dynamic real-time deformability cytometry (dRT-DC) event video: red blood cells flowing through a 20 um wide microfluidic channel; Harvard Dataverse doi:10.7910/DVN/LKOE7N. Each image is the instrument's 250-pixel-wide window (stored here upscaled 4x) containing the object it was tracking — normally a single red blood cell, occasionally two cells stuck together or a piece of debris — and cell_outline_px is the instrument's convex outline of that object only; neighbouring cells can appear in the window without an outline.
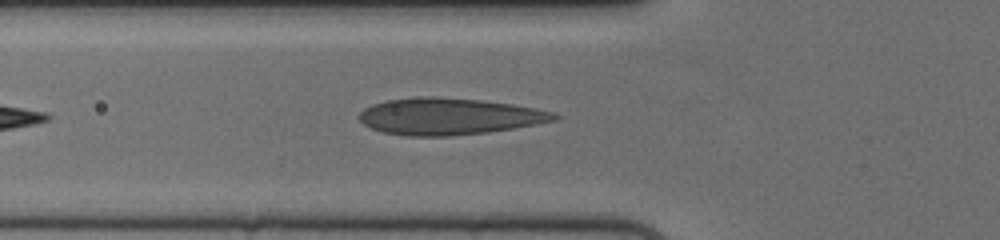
{"species": "human", "species_latin": "Homo sapiens", "temperature_condition": "cold", "stored_images_in_passage": 39, "camera_frame_rate_fps": 3000, "um_per_image_px": 0.085, "donor": {"sex": "female"}, "frame": {"image": 1, "passage_image": 6, "time_ms": 1.667, "image_size_px": [1000, 240], "cell_outline_px": [[560, 116], [556, 120], [536, 124], [488, 132], [452, 136], [408, 136], [384, 132], [372, 128], [364, 124], [356, 116], [364, 108], [372, 104], [388, 100], [420, 96], [432, 96], [480, 100], [512, 104], [536, 108], [556, 112]], "centroid_in_image_um": [38.17, 9.89], "position_along_channel_um": 87.6, "area_um2": 41.73}}
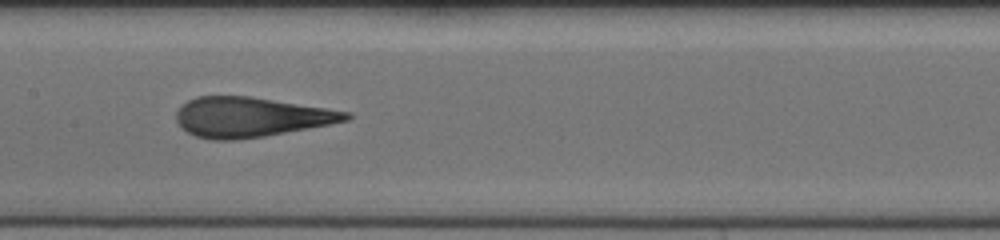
{"frame": {"image": 2, "passage_image": 14, "time_ms": 4.333, "image_size_px": [1000, 240], "cell_outline_px": [[352, 116], [348, 120], [332, 124], [264, 136], [236, 140], [212, 140], [196, 136], [188, 132], [176, 120], [176, 112], [188, 100], [196, 96], [248, 96], [352, 112]], "centroid_in_image_um": [21.33, 9.95], "position_along_channel_um": 186.1, "area_um2": 39.13}}
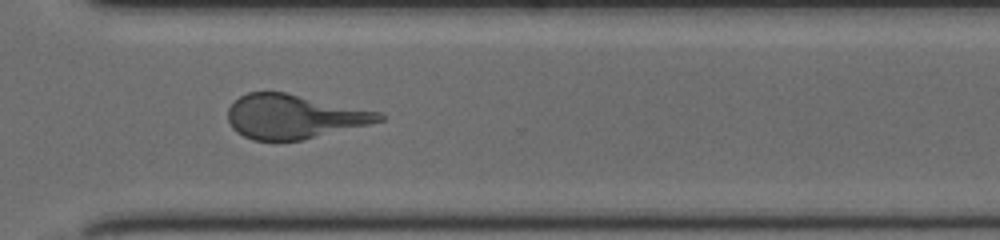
{"frame": {"image": 3, "passage_image": 27, "time_ms": 8.667, "image_size_px": [1000, 240], "cell_outline_px": [[384, 120], [368, 124], [300, 140], [252, 140], [236, 132], [232, 128], [228, 120], [228, 108], [240, 96], [248, 92], [284, 92], [380, 112], [384, 116]], "centroid_in_image_um": [24.94, 9.9], "position_along_channel_um": 345.7, "area_um2": 38.32}, "authors_computed_cell_mechanics": {"area_um2": 39.882, "velocity_mm_per_s": 3.6774, "shape_relaxation_time_tau1_ms": 6.7784, "shape_relaxation_time_tau2_ms": 1.1297, "deformation_change_tau1": 0.2081, "deformation_change_tau2": 0.105}}